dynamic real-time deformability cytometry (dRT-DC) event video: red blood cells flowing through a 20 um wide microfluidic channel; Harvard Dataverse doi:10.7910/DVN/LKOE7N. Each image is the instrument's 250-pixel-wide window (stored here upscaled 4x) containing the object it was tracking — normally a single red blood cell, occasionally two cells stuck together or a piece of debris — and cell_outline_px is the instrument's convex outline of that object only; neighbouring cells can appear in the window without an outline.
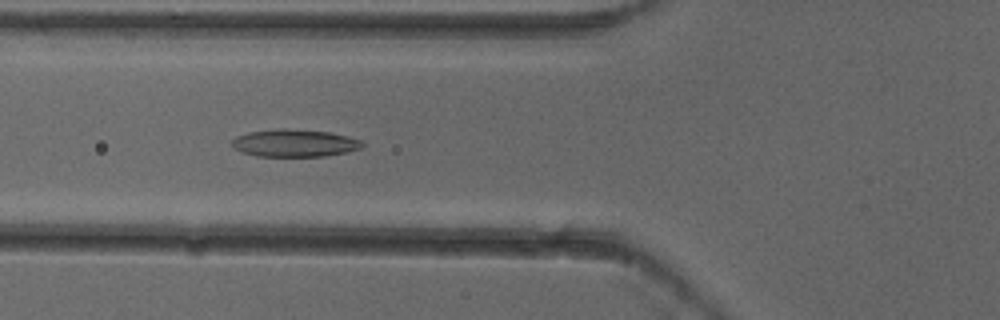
{"species": "common noctule bat (a hibernating species)", "species_latin": "Nyctalus noctula", "temperature_condition": "cold", "stored_images_in_passage": 6, "camera_frame_rate_fps": 3000, "um_per_image_px": 0.085, "animal": {"sex": "female"}, "frame": {"image": 1, "passage_image": 6, "time_ms": 1.667, "image_size_px": [1000, 320], "cell_outline_px": [[364, 148], [348, 152], [324, 156], [256, 156], [232, 148], [228, 144], [236, 136], [248, 132], [284, 128], [328, 132], [348, 136], [360, 140], [364, 144]], "centroid_in_image_um": [25.02, 12.16], "position_along_channel_um": 100.8, "area_um2": 20.98}}